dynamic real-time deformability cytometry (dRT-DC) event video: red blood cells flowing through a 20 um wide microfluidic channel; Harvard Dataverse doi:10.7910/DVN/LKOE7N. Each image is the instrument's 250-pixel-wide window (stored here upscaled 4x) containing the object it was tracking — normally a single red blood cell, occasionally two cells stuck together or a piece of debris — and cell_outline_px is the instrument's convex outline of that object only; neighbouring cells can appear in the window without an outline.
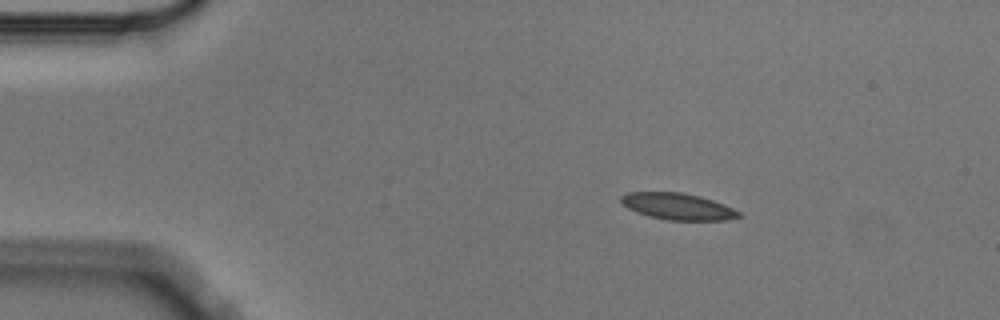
{"species": "Egyptian fruit bat (a non-hibernating species)", "species_latin": "Rousettus aegyptiacus", "temperature_condition": "cold", "stored_images_in_passage": 2, "camera_frame_rate_fps": 3000, "um_per_image_px": 0.085, "animal": {"sex": "male"}, "frame": {"image": 1, "passage_image": 1, "time_ms": 0.0, "image_size_px": [1000, 320], "cell_outline_px": [[744, 216], [728, 220], [668, 220], [648, 216], [636, 212], [628, 208], [620, 200], [620, 196], [628, 192], [684, 192], [700, 196], [724, 204], [740, 212]], "centroid_in_image_um": [57.63, 17.55], "position_along_channel_um": 27.4, "area_um2": 18.32}}